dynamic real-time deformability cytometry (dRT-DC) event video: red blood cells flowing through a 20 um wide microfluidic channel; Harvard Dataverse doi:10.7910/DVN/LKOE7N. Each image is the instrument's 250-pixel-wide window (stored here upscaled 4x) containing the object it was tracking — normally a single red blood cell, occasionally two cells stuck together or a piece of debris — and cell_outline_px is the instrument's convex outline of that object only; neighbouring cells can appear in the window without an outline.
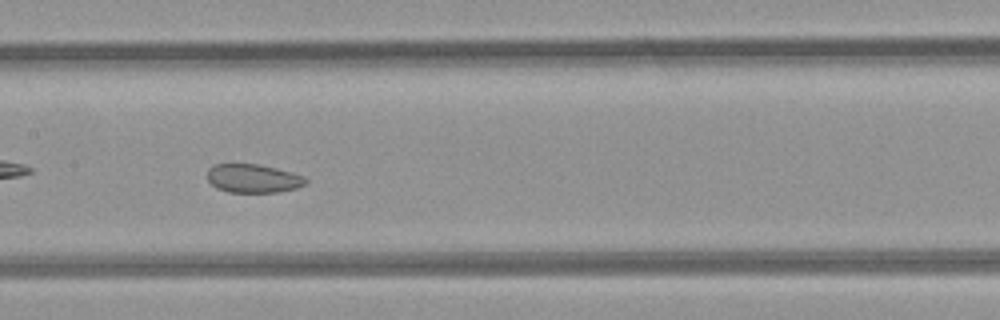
{"species": "common noctule bat (a hibernating species)", "species_latin": "Nyctalus noctula", "temperature_condition": "room temperature", "stored_images_in_passage": 38, "camera_frame_rate_fps": 3000, "um_per_image_px": 0.085, "animal": {"sex": "female", "body_mass_g": 21.9}, "frame": {"image": 1, "passage_image": 12, "time_ms": 3.667, "image_size_px": [1000, 320], "cell_outline_px": [[308, 180], [304, 184], [296, 188], [280, 192], [228, 192], [216, 188], [208, 180], [208, 168], [212, 164], [260, 164], [292, 172], [304, 176]], "centroid_in_image_um": [21.51, 15.16], "position_along_channel_um": 185.9, "area_um2": 16.47}}